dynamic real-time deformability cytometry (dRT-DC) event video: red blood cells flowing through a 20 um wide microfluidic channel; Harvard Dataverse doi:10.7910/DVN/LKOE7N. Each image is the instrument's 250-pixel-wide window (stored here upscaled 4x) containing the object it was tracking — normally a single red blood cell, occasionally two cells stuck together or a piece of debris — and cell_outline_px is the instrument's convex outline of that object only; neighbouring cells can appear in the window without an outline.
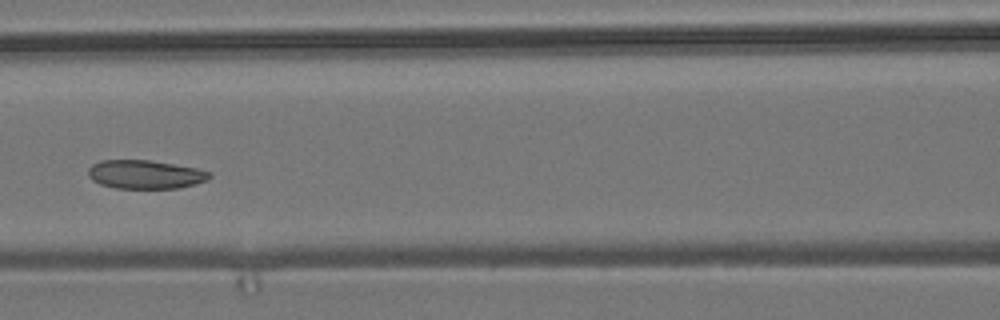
{"species": "common noctule bat (a hibernating species)", "species_latin": "Nyctalus noctula", "temperature_condition": "room temperature", "stored_images_in_passage": 13, "camera_frame_rate_fps": 3000, "um_per_image_px": 0.085, "animal": {"sex": "male", "body_mass_g": 19.2, "forearm_length_mm": 51.8}, "frame": {"image": 1, "passage_image": 6, "time_ms": 1.667, "image_size_px": [1000, 320], "cell_outline_px": [[212, 176], [196, 184], [180, 188], [116, 188], [100, 184], [92, 180], [88, 176], [88, 168], [92, 164], [100, 160], [148, 160], [196, 168], [212, 172]], "centroid_in_image_um": [12.32, 14.82], "position_along_channel_um": 154.3, "area_um2": 20.23}}
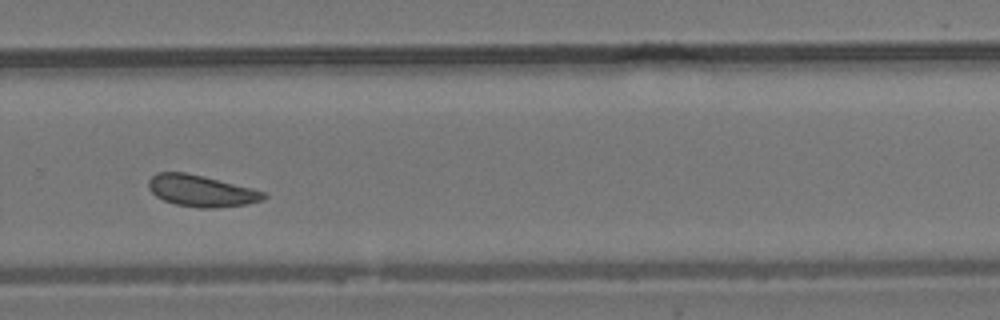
{"frame": {"image": 2, "passage_image": 10, "time_ms": 3.0, "image_size_px": [1000, 320], "cell_outline_px": [[268, 196], [264, 200], [248, 204], [216, 208], [200, 208], [176, 204], [164, 200], [156, 196], [148, 188], [148, 180], [156, 172], [184, 172], [204, 176], [252, 188], [264, 192]], "centroid_in_image_um": [17.12, 16.22], "position_along_channel_um": 312.7, "area_um2": 21.21}}
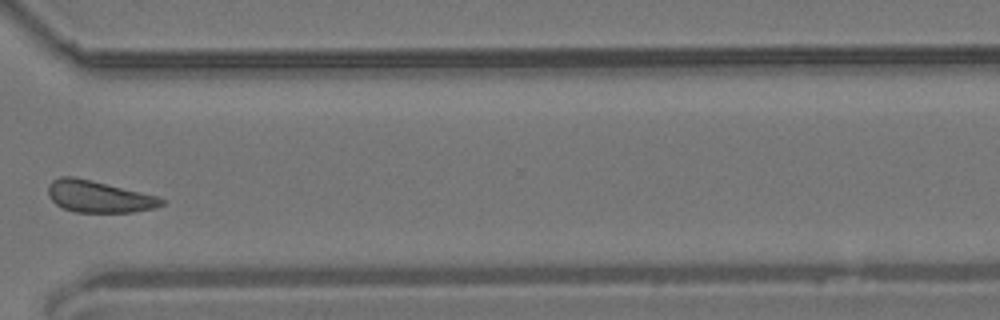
{"frame": {"image": 3, "passage_image": 11, "time_ms": 3.333, "image_size_px": [1000, 320], "cell_outline_px": [[168, 200], [164, 204], [156, 208], [132, 212], [76, 212], [64, 208], [56, 204], [48, 196], [48, 184], [52, 180], [60, 176], [72, 176], [140, 192], [156, 196]], "centroid_in_image_um": [8.39, 16.72], "position_along_channel_um": 362.2, "area_um2": 20.81}}